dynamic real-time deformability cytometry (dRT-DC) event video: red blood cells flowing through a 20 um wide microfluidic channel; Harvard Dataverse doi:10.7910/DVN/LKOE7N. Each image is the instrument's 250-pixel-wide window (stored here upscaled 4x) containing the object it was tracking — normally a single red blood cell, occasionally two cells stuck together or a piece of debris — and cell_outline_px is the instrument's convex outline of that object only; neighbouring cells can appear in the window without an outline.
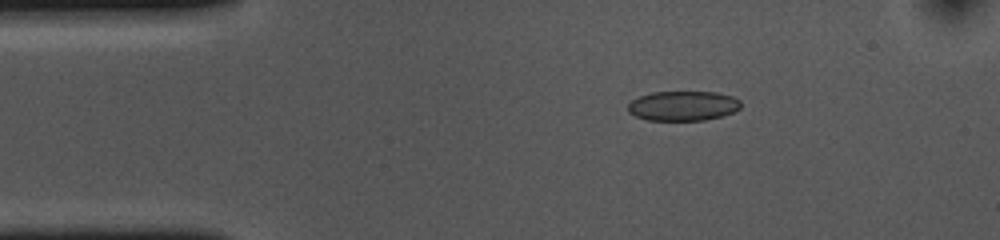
{"species": "common noctule bat (a hibernating species)", "species_latin": "Nyctalus noctula", "temperature_condition": "cold", "stored_images_in_passage": 46, "camera_frame_rate_fps": 3000, "um_per_image_px": 0.085, "animal": {"sex": "female", "body_mass_g": 10.0, "forearm_length_mm": 53.1}, "frame": {"image": 1, "passage_image": 1, "time_ms": 0.0, "image_size_px": [1000, 240], "cell_outline_px": [[740, 108], [732, 112], [720, 116], [704, 120], [648, 120], [636, 116], [628, 112], [628, 104], [632, 100], [640, 96], [652, 92], [716, 92], [732, 96], [740, 100]], "centroid_in_image_um": [58.04, 8.99], "position_along_channel_um": 27.0, "area_um2": 19.42}}
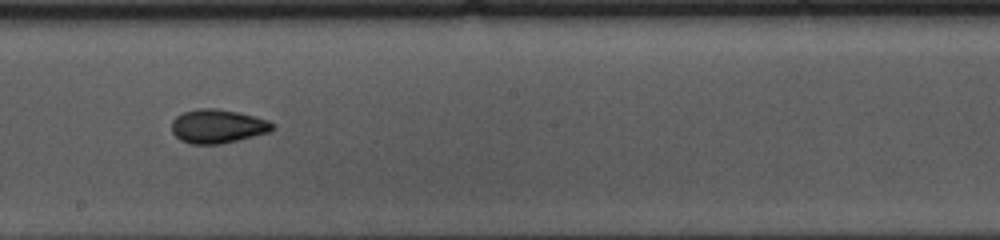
{"frame": {"image": 2, "passage_image": 21, "time_ms": 6.667, "image_size_px": [1000, 240], "cell_outline_px": [[276, 124], [268, 132], [220, 144], [192, 144], [180, 140], [172, 132], [172, 120], [176, 116], [184, 112], [200, 108], [216, 108], [240, 112], [268, 120]], "centroid_in_image_um": [18.48, 10.72], "position_along_channel_um": 229.7, "area_um2": 19.77}}
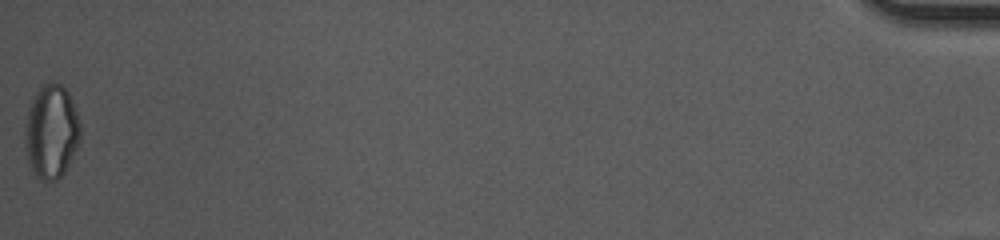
{"frame": {"image": 3, "passage_image": 46, "time_ms": 15.0, "image_size_px": [1000, 240], "cell_outline_px": [[80, 140], [64, 172], [56, 180], [44, 180], [36, 176], [28, 164], [24, 140], [24, 132], [28, 112], [32, 96], [48, 80], [60, 84], [68, 92], [76, 112], [80, 124]], "centroid_in_image_um": [4.34, 11.17], "position_along_channel_um": 430.9, "area_um2": 30.11}, "authors_computed_cell_mechanics": {"area_um2": 19.8832, "velocity_mm_per_s": 3.6774, "shape_relaxation_time_tau1_ms": null, "shape_relaxation_time_tau2_ms": 2.0897, "deformation_change_tau1": null, "deformation_change_tau2": 0.0728}}